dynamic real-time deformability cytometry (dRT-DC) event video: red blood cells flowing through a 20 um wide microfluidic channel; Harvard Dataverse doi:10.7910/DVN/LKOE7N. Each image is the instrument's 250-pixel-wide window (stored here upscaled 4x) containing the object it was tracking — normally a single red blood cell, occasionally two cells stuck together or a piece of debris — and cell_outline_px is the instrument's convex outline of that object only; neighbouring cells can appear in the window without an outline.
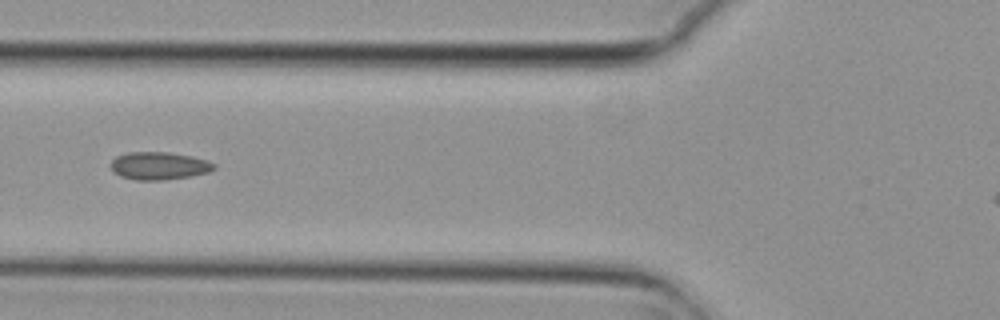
{"species": "common noctule bat (a hibernating species)", "species_latin": "Nyctalus noctula", "temperature_condition": "cold", "stored_images_in_passage": 7, "camera_frame_rate_fps": 3000, "um_per_image_px": 0.085, "animal": {"sex": "female", "body_mass_g": 29.2, "forearm_length_mm": 56.3}, "frame": {"image": 1, "passage_image": 4, "time_ms": 1.0, "image_size_px": [1000, 320], "cell_outline_px": [[216, 168], [208, 172], [188, 176], [164, 180], [136, 180], [120, 176], [112, 172], [108, 164], [116, 156], [128, 152], [168, 152], [192, 156], [208, 160], [216, 164]], "centroid_in_image_um": [13.48, 14.09], "position_along_channel_um": 112.3, "area_um2": 16.88}}
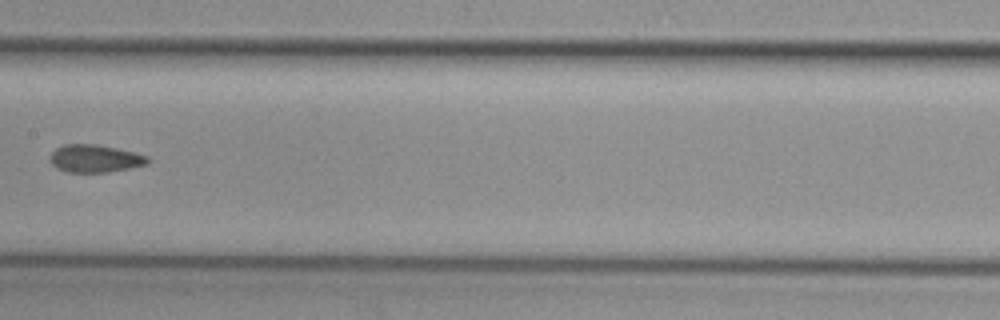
{"frame": {"image": 2, "passage_image": 6, "time_ms": 1.667, "image_size_px": [1000, 320], "cell_outline_px": [[152, 160], [148, 164], [132, 168], [108, 172], [68, 172], [56, 168], [48, 160], [52, 152], [56, 148], [64, 144], [96, 144], [136, 152], [148, 156]], "centroid_in_image_um": [8.1, 13.48], "position_along_channel_um": 199.3, "area_um2": 16.01}}
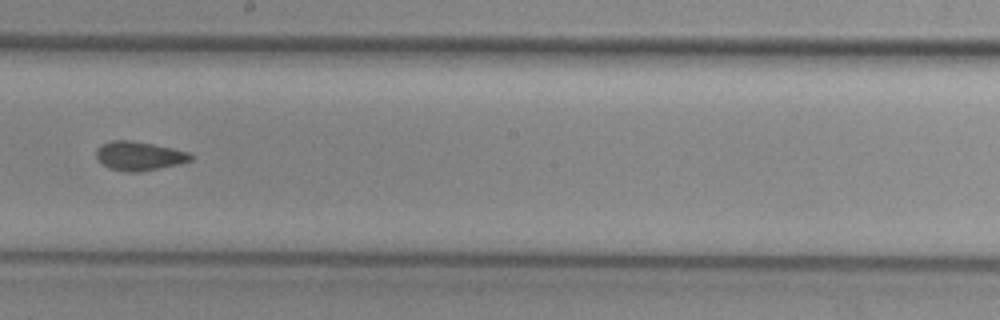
{"frame": {"image": 3, "passage_image": 7, "time_ms": 2.0, "image_size_px": [1000, 320], "cell_outline_px": [[196, 156], [192, 160], [180, 164], [140, 172], [128, 172], [108, 168], [96, 160], [96, 148], [100, 144], [112, 140], [128, 140], [152, 144], [172, 148], [188, 152]], "centroid_in_image_um": [11.81, 13.26], "position_along_channel_um": 236.4, "area_um2": 16.18}}